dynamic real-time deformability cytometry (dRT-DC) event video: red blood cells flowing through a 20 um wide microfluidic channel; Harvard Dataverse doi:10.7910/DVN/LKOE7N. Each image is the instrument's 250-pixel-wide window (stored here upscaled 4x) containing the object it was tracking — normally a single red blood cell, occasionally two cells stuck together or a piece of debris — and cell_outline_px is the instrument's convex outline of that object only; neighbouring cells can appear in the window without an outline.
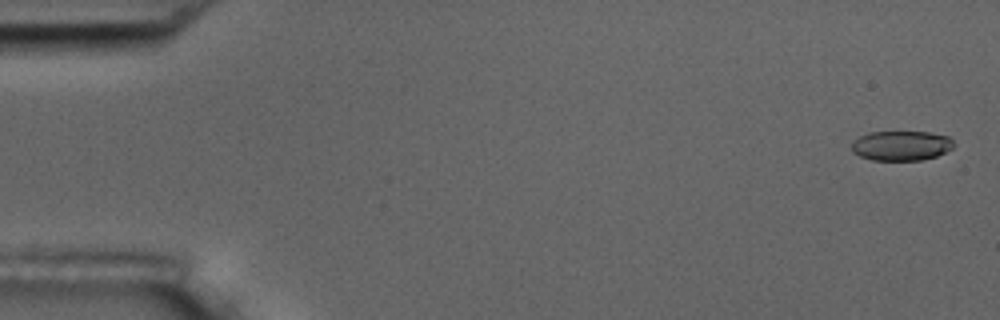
{"species": "common noctule bat (a hibernating species)", "species_latin": "Nyctalus noctula", "temperature_condition": "room temperature", "stored_images_in_passage": 5, "camera_frame_rate_fps": 3000, "um_per_image_px": 0.085, "animal": {"sex": "male", "body_mass_g": 17.5, "forearm_length_mm": 52.3}, "frame": {"image": 1, "passage_image": 1, "time_ms": 0.0, "image_size_px": [1000, 320], "cell_outline_px": [[952, 148], [936, 156], [920, 160], [872, 160], [860, 156], [852, 152], [852, 140], [868, 132], [928, 132], [948, 136], [952, 140]], "centroid_in_image_um": [76.56, 12.38], "position_along_channel_um": 8.4, "area_um2": 17.63}}
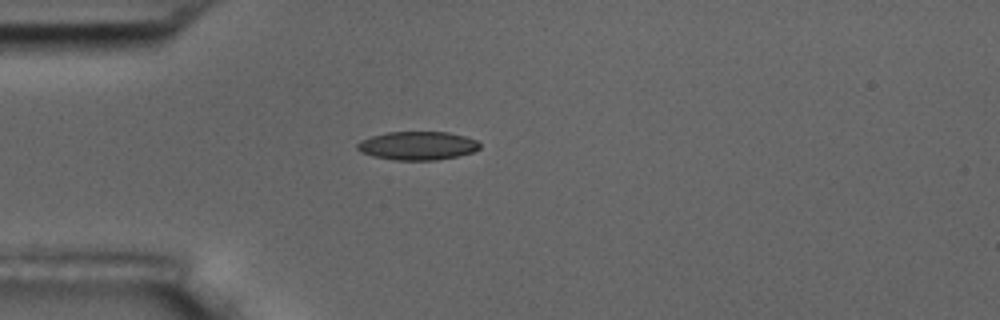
{"frame": {"image": 2, "passage_image": 5, "time_ms": 4.667, "image_size_px": [1000, 320], "cell_outline_px": [[480, 148], [472, 152], [456, 156], [436, 160], [392, 160], [372, 156], [360, 152], [356, 148], [356, 144], [360, 140], [372, 136], [388, 132], [448, 132], [464, 136], [476, 140], [480, 144]], "centroid_in_image_um": [35.45, 12.39], "position_along_channel_um": 49.5, "area_um2": 20.35}}